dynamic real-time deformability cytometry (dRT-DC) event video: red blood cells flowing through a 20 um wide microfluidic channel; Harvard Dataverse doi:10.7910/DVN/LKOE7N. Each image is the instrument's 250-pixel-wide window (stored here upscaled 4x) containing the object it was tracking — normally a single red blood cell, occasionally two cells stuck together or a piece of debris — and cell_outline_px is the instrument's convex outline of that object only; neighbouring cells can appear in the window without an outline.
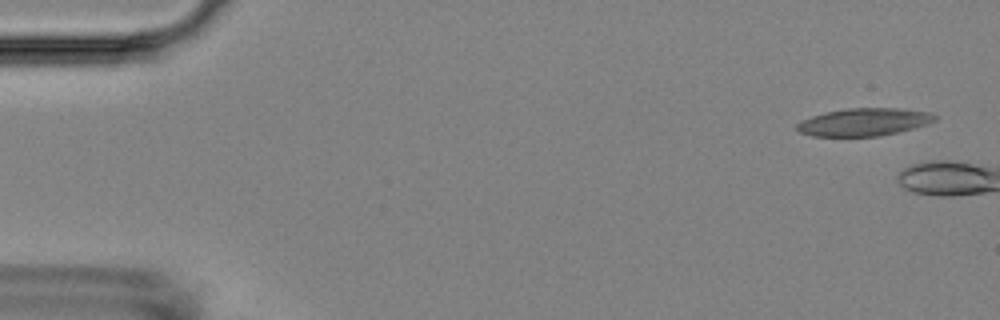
{"species": "Egyptian fruit bat (a non-hibernating species)", "species_latin": "Rousettus aegyptiacus", "temperature_condition": "room temperature", "stored_images_in_passage": 6, "camera_frame_rate_fps": 3000, "um_per_image_px": 0.085, "animal": {"sex": "female"}, "frame": {"image": 1, "passage_image": 1, "time_ms": 0.0, "image_size_px": [1000, 320], "cell_outline_px": [[936, 120], [928, 124], [880, 136], [812, 136], [800, 132], [796, 128], [796, 124], [800, 120], [812, 116], [828, 112], [848, 108], [900, 108], [928, 112], [936, 116]], "centroid_in_image_um": [73.42, 10.37], "position_along_channel_um": 11.6, "area_um2": 22.08}}